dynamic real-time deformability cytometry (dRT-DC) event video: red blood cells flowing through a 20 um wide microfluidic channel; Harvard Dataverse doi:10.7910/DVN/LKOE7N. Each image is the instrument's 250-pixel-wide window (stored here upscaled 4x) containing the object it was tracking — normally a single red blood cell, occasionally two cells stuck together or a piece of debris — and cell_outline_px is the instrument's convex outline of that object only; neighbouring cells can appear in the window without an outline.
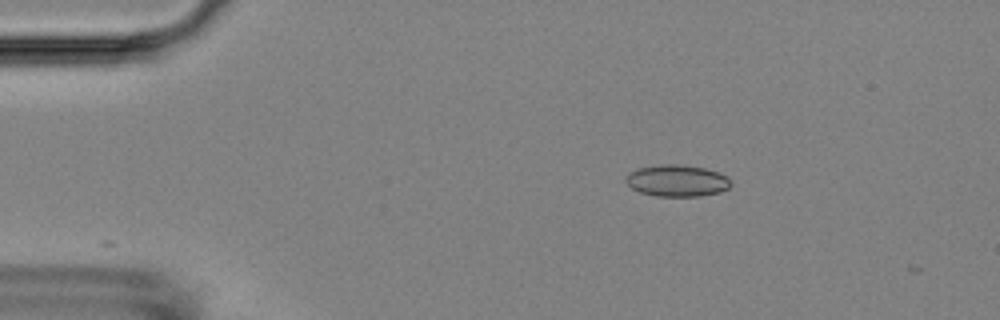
{"species": "Egyptian fruit bat (a non-hibernating species)", "species_latin": "Rousettus aegyptiacus", "temperature_condition": "room temperature", "stored_images_in_passage": 37, "camera_frame_rate_fps": 3000, "um_per_image_px": 0.085, "animal": {"sex": "female"}, "frame": {"image": 1, "passage_image": 1, "time_ms": 0.0, "image_size_px": [1000, 320], "cell_outline_px": [[732, 184], [728, 188], [720, 192], [700, 196], [656, 196], [640, 192], [632, 188], [624, 180], [628, 172], [636, 168], [660, 164], [680, 164], [704, 168], [720, 172], [728, 176]], "centroid_in_image_um": [57.55, 15.35], "position_along_channel_um": 27.5, "area_um2": 19.65}}
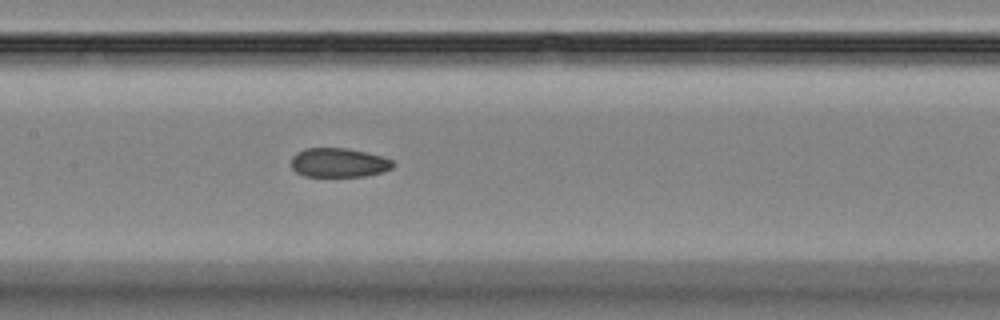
{"frame": {"image": 2, "passage_image": 18, "time_ms": 5.667, "image_size_px": [1000, 320], "cell_outline_px": [[396, 164], [392, 168], [384, 172], [364, 176], [304, 176], [296, 172], [292, 168], [292, 156], [296, 152], [304, 148], [348, 148], [380, 156], [392, 160]], "centroid_in_image_um": [28.79, 13.82], "position_along_channel_um": 178.6, "area_um2": 17.34}}
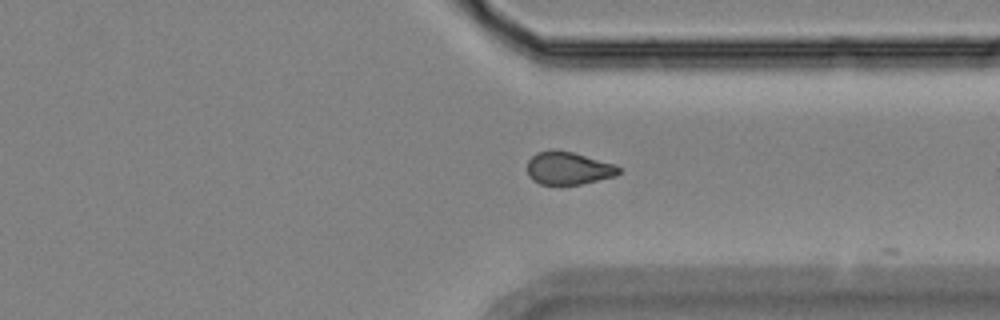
{"frame": {"image": 3, "passage_image": 33, "time_ms": 10.667, "image_size_px": [1000, 320], "cell_outline_px": [[620, 172], [616, 176], [580, 184], [540, 184], [532, 180], [528, 176], [528, 160], [536, 152], [552, 148], [572, 152], [616, 164], [620, 168]], "centroid_in_image_um": [48.3, 14.28], "position_along_channel_um": 363.1, "area_um2": 17.63}}